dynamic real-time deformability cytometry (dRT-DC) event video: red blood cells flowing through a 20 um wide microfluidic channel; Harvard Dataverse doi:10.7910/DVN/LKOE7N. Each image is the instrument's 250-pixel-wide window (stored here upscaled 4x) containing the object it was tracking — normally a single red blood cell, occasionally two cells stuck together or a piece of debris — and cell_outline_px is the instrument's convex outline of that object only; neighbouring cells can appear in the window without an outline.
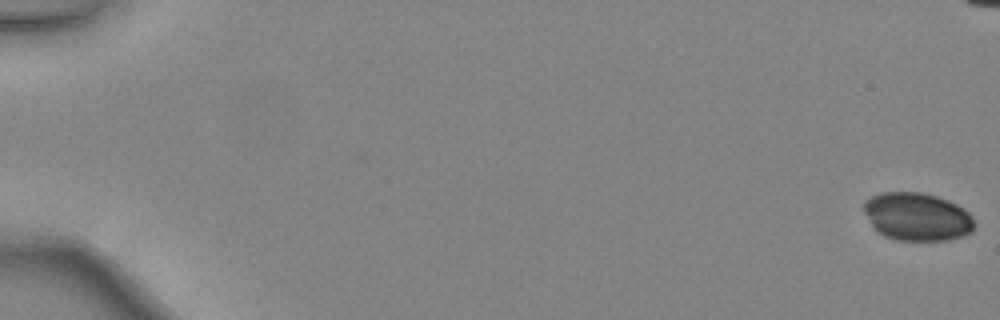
{"species": "common noctule bat (a hibernating species)", "species_latin": "Nyctalus noctula", "temperature_condition": "warm", "stored_images_in_passage": 49, "camera_frame_rate_fps": 3000, "um_per_image_px": 0.085, "animal": {"sex": "female", "body_mass_g": 24.6, "forearm_length_mm": 56.2}, "frame": {"image": 1, "passage_image": 1, "time_ms": 0.0, "image_size_px": [1000, 320], "cell_outline_px": [[976, 228], [972, 232], [948, 240], [896, 240], [884, 236], [876, 232], [872, 228], [864, 212], [864, 200], [880, 192], [920, 192], [936, 196], [948, 200], [964, 208], [972, 216], [976, 224]], "centroid_in_image_um": [77.94, 18.42], "position_along_channel_um": 7.1, "area_um2": 31.33}}
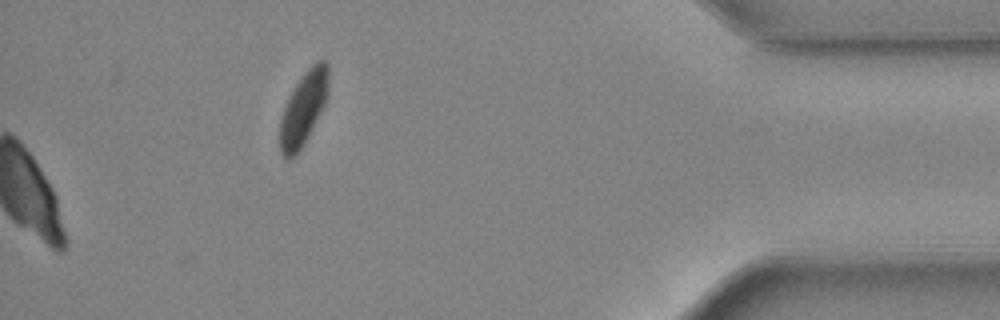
{"frame": {"image": 2, "passage_image": 49, "time_ms": 16.0, "image_size_px": [1000, 320], "cell_outline_px": [[328, 96], [304, 144], [296, 156], [288, 160], [284, 160], [280, 152], [280, 120], [288, 96], [304, 72], [316, 60], [324, 60], [328, 64]], "centroid_in_image_um": [25.78, 9.24], "position_along_channel_um": 409.4, "area_um2": 20.81}}